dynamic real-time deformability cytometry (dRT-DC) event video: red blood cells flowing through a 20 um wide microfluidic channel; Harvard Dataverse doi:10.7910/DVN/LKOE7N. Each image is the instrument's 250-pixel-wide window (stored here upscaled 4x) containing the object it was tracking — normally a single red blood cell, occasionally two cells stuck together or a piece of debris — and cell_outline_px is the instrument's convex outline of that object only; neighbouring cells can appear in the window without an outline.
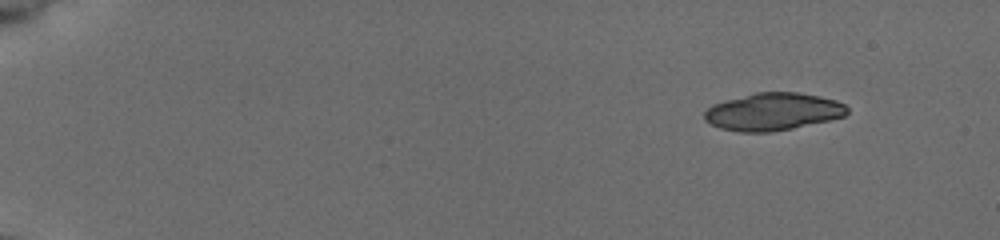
{"species": "common noctule bat (a hibernating species)", "species_latin": "Nyctalus noctula", "temperature_condition": "cold", "stored_images_in_passage": 31, "camera_frame_rate_fps": 3000, "um_per_image_px": 0.085, "animal": {"sex": "female", "body_mass_g": 19.5, "forearm_length_mm": 54.1}, "frame": {"image": 1, "passage_image": 1, "time_ms": 0.0, "image_size_px": [1000, 240], "cell_outline_px": [[848, 112], [844, 116], [828, 120], [792, 128], [768, 132], [740, 132], [720, 128], [704, 120], [704, 112], [712, 104], [724, 100], [756, 92], [796, 92], [820, 96], [836, 100], [844, 104], [848, 108]], "centroid_in_image_um": [65.68, 9.48], "position_along_channel_um": 19.3, "area_um2": 31.1}}
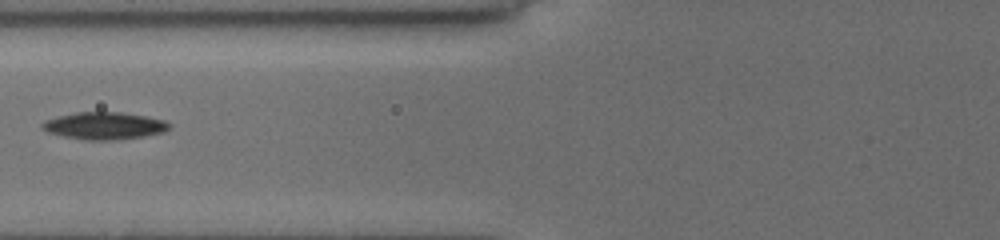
{"frame": {"image": 2, "passage_image": 12, "time_ms": 3.667, "image_size_px": [1000, 240], "cell_outline_px": [[168, 128], [164, 132], [144, 136], [116, 140], [84, 140], [64, 136], [48, 132], [40, 128], [40, 124], [44, 120], [76, 112], [120, 112], [144, 116], [164, 120], [168, 124]], "centroid_in_image_um": [8.81, 10.69], "position_along_channel_um": 117.0, "area_um2": 20.06}}
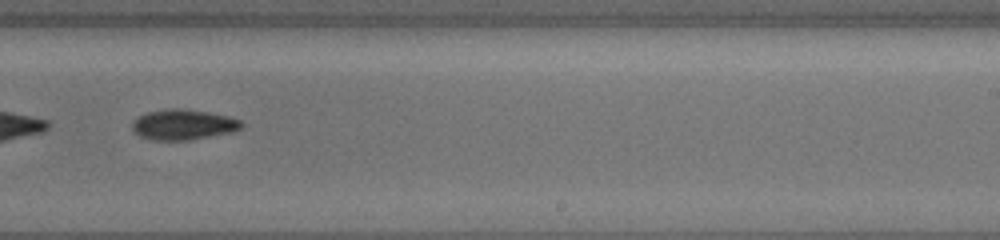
{"frame": {"image": 3, "passage_image": 19, "time_ms": 6.0, "image_size_px": [1000, 240], "cell_outline_px": [[244, 124], [240, 128], [232, 132], [212, 136], [188, 140], [152, 140], [140, 136], [132, 128], [132, 120], [136, 116], [148, 112], [168, 108], [180, 108], [208, 112], [228, 116], [240, 120]], "centroid_in_image_um": [15.55, 10.58], "position_along_channel_um": 273.4, "area_um2": 19.42}}